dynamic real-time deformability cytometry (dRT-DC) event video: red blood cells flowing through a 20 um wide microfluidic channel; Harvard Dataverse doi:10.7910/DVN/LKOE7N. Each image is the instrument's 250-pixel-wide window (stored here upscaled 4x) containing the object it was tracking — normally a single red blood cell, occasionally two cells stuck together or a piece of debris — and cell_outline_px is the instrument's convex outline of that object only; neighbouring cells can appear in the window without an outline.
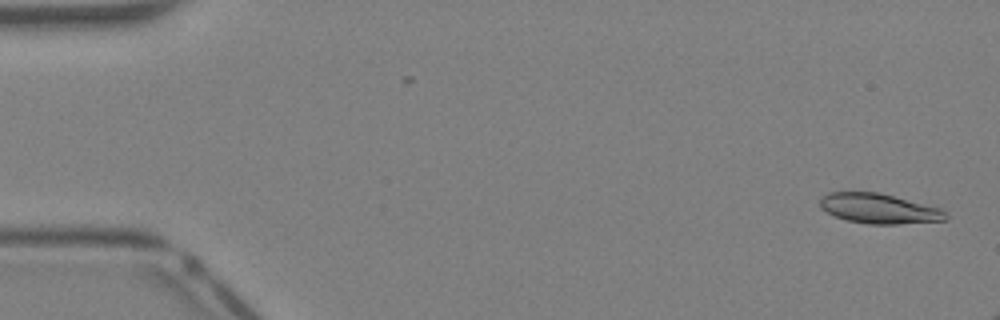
{"species": "Egyptian fruit bat (a non-hibernating species)", "species_latin": "Rousettus aegyptiacus", "temperature_condition": "warm", "stored_images_in_passage": 10, "camera_frame_rate_fps": 3000, "um_per_image_px": 0.085, "animal": {"sex": "female"}, "frame": {"image": 1, "passage_image": 2, "time_ms": 0.333, "image_size_px": [1000, 320], "cell_outline_px": [[948, 216], [944, 220], [896, 224], [868, 224], [848, 220], [836, 216], [820, 208], [820, 200], [828, 192], [880, 192], [940, 208]], "centroid_in_image_um": [74.7, 17.72], "position_along_channel_um": 10.3, "area_um2": 21.68}}